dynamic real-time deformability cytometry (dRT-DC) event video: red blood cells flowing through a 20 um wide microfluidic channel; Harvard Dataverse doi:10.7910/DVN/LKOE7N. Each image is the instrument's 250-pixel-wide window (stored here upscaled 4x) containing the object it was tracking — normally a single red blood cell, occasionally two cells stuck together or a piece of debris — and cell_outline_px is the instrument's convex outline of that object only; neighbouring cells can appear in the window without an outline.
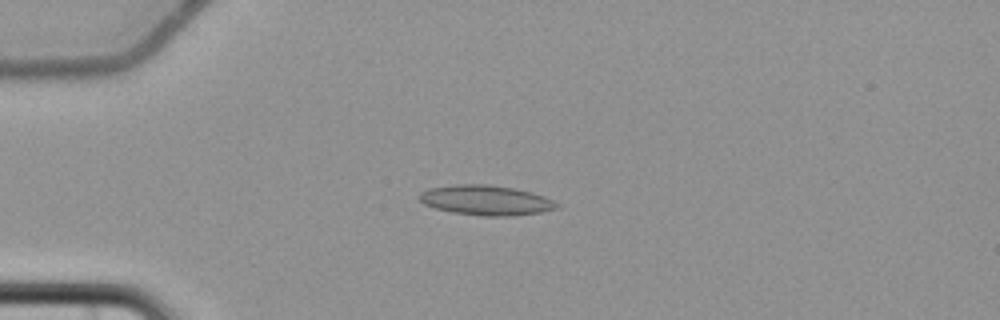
{"species": "common noctule bat (a hibernating species)", "species_latin": "Nyctalus noctula", "temperature_condition": "cold", "stored_images_in_passage": 6, "camera_frame_rate_fps": 3000, "um_per_image_px": 0.085, "animal": {"sex": "female", "body_mass_g": 22.7, "forearm_length_mm": 54.2}, "frame": {"image": 1, "passage_image": 5, "time_ms": 5.333, "image_size_px": [1000, 320], "cell_outline_px": [[560, 208], [540, 212], [512, 216], [484, 216], [452, 212], [436, 208], [424, 204], [420, 200], [420, 192], [428, 188], [456, 184], [488, 184], [516, 188], [532, 192], [544, 196], [560, 204]], "centroid_in_image_um": [41.34, 17.01], "position_along_channel_um": 43.7, "area_um2": 24.1}}